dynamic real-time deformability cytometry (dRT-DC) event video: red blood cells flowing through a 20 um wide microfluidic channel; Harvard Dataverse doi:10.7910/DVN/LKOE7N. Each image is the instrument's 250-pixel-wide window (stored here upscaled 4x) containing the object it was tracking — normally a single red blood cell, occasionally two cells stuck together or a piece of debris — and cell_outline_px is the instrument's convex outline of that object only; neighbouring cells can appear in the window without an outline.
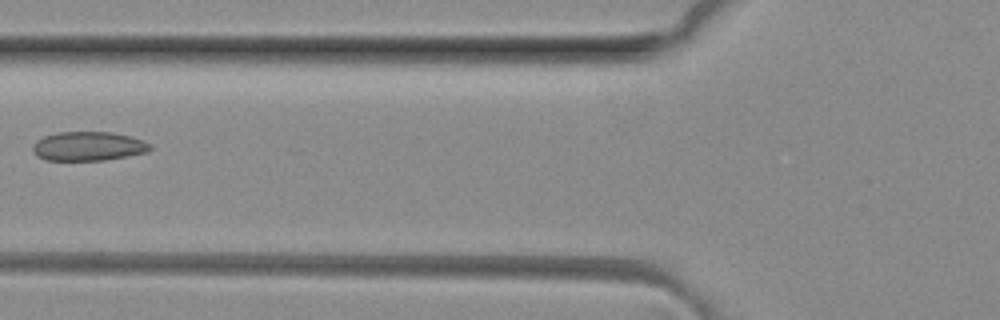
{"species": "common noctule bat (a hibernating species)", "species_latin": "Nyctalus noctula", "temperature_condition": "room temperature", "stored_images_in_passage": 4, "camera_frame_rate_fps": 3000, "um_per_image_px": 0.085, "animal": {"sex": "female", "body_mass_g": 29.2, "forearm_length_mm": 56.3}, "frame": {"image": 1, "passage_image": 4, "time_ms": 1.0, "image_size_px": [1000, 320], "cell_outline_px": [[152, 148], [148, 152], [128, 156], [104, 160], [44, 160], [36, 156], [32, 148], [36, 140], [44, 136], [56, 132], [112, 132], [132, 136], [144, 140], [152, 144]], "centroid_in_image_um": [7.53, 12.42], "position_along_channel_um": 118.3, "area_um2": 20.17}}